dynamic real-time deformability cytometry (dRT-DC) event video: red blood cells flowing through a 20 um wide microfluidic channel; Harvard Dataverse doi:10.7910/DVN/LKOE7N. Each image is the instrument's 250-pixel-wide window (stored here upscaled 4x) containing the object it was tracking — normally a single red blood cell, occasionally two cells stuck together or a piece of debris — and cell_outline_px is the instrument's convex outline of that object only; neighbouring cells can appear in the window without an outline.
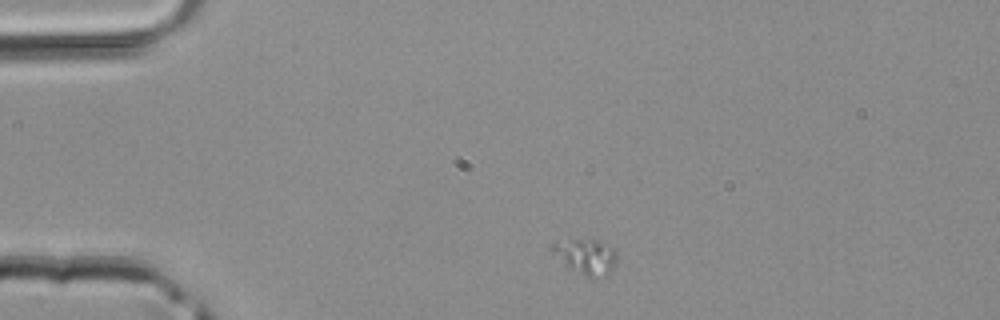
{"species": "common noctule bat (a hibernating species)", "species_latin": "Nyctalus noctula", "temperature_condition": "room temperature", "stored_images_in_passage": 2, "camera_frame_rate_fps": 3000, "um_per_image_px": 0.085, "animal": {"sex": "male", "body_mass_g": 20.4}, "frame": {"image": 1, "passage_image": 1, "time_ms": 0.0, "image_size_px": [1000, 320], "cell_outline_px": [[616, 260], [612, 268], [604, 276], [584, 276], [568, 268], [552, 252], [552, 244], [556, 240], [596, 240], [616, 248]], "centroid_in_image_um": [49.79, 21.79], "position_along_channel_um": 35.2, "area_um2": 13.12}}